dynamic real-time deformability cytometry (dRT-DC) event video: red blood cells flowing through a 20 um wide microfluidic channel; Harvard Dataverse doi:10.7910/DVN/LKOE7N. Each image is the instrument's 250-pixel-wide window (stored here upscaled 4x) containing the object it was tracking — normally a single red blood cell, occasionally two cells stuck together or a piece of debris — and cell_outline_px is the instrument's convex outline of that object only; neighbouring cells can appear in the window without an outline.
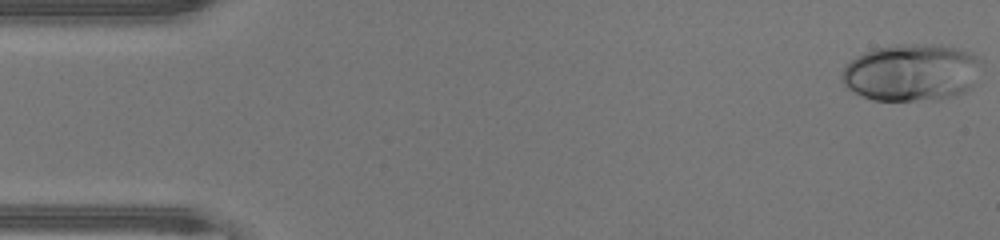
{"species": "human", "species_latin": "Homo sapiens", "temperature_condition": "warm", "stored_images_in_passage": 47, "camera_frame_rate_fps": 3000, "um_per_image_px": 0.085, "donor": {"sex": "male"}, "frame": {"image": 1, "passage_image": 1, "time_ms": 0.0, "image_size_px": [1000, 240], "cell_outline_px": [[984, 60], [972, 84], [964, 92], [956, 96], [940, 100], [872, 100], [848, 88], [840, 80], [840, 76], [844, 68], [856, 56], [864, 52], [876, 48], [900, 44], [940, 44], [956, 48], [968, 52]], "centroid_in_image_um": [77.49, 6.16], "position_along_channel_um": 7.5, "area_um2": 46.64}}
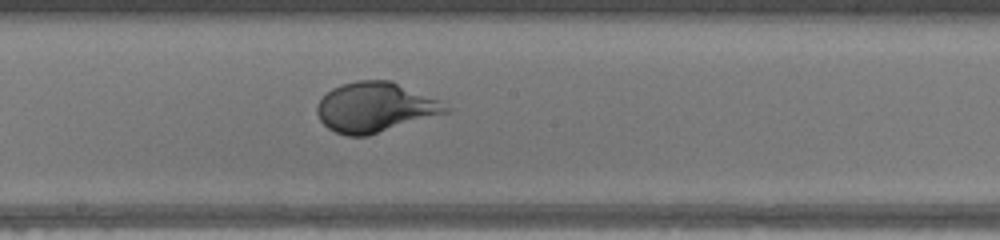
{"frame": {"image": 2, "passage_image": 25, "time_ms": 8.0, "image_size_px": [1000, 240], "cell_outline_px": [[452, 108], [448, 112], [368, 136], [348, 136], [336, 132], [328, 128], [320, 120], [316, 112], [316, 104], [332, 88], [340, 84], [356, 80], [392, 80], [440, 100]], "centroid_in_image_um": [31.89, 9.11], "position_along_channel_um": 216.3, "area_um2": 37.57}}
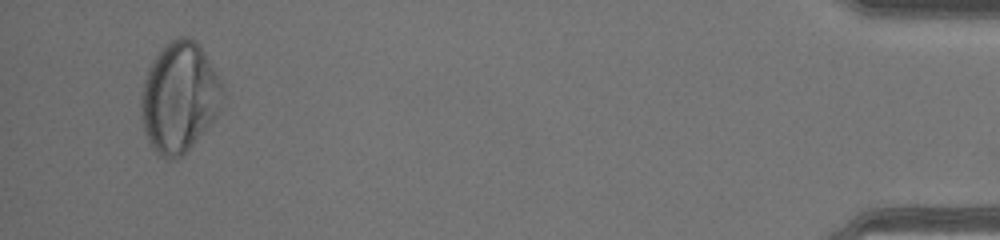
{"frame": {"image": 3, "passage_image": 45, "time_ms": 14.667, "image_size_px": [1000, 240], "cell_outline_px": [[220, 92], [216, 120], [180, 156], [172, 160], [168, 160], [160, 156], [156, 152], [148, 140], [144, 132], [140, 116], [140, 96], [144, 80], [148, 68], [152, 60], [160, 48], [172, 40], [180, 36], [184, 36], [192, 40], [204, 52], [220, 80]], "centroid_in_image_um": [15.18, 8.29], "position_along_channel_um": 420.0, "area_um2": 51.73}, "authors_computed_cell_mechanics": {"area_um2": 42.1362, "velocity_mm_per_s": 4.3564, "shape_relaxation_time_tau1_ms": 2.8733, "shape_relaxation_time_tau2_ms": null, "deformation_change_tau1": 0.187, "deformation_change_tau2": null}}